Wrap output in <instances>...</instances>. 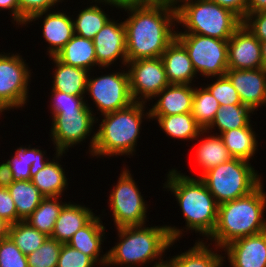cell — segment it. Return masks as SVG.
I'll return each instance as SVG.
<instances>
[{
    "label": "cell",
    "instance_id": "cell-1",
    "mask_svg": "<svg viewBox=\"0 0 266 267\" xmlns=\"http://www.w3.org/2000/svg\"><path fill=\"white\" fill-rule=\"evenodd\" d=\"M118 7L131 12L123 22L127 62L161 57L176 38V32L170 28L172 22L177 21L176 9L165 4H124Z\"/></svg>",
    "mask_w": 266,
    "mask_h": 267
},
{
    "label": "cell",
    "instance_id": "cell-2",
    "mask_svg": "<svg viewBox=\"0 0 266 267\" xmlns=\"http://www.w3.org/2000/svg\"><path fill=\"white\" fill-rule=\"evenodd\" d=\"M266 205V194L260 184L250 194L218 205V219L210 237L220 248L228 243L266 231L262 220Z\"/></svg>",
    "mask_w": 266,
    "mask_h": 267
},
{
    "label": "cell",
    "instance_id": "cell-3",
    "mask_svg": "<svg viewBox=\"0 0 266 267\" xmlns=\"http://www.w3.org/2000/svg\"><path fill=\"white\" fill-rule=\"evenodd\" d=\"M122 241L99 260L102 264H139L152 261L179 238L181 231L174 227L132 226L118 228Z\"/></svg>",
    "mask_w": 266,
    "mask_h": 267
},
{
    "label": "cell",
    "instance_id": "cell-4",
    "mask_svg": "<svg viewBox=\"0 0 266 267\" xmlns=\"http://www.w3.org/2000/svg\"><path fill=\"white\" fill-rule=\"evenodd\" d=\"M167 185L176 196L187 227L211 236L218 219V203L205 183L199 178H191L171 170L168 174Z\"/></svg>",
    "mask_w": 266,
    "mask_h": 267
},
{
    "label": "cell",
    "instance_id": "cell-5",
    "mask_svg": "<svg viewBox=\"0 0 266 267\" xmlns=\"http://www.w3.org/2000/svg\"><path fill=\"white\" fill-rule=\"evenodd\" d=\"M144 103L134 101L126 108L103 114L99 130L91 139L92 155L132 153L140 133Z\"/></svg>",
    "mask_w": 266,
    "mask_h": 267
},
{
    "label": "cell",
    "instance_id": "cell-6",
    "mask_svg": "<svg viewBox=\"0 0 266 267\" xmlns=\"http://www.w3.org/2000/svg\"><path fill=\"white\" fill-rule=\"evenodd\" d=\"M177 22L187 33L229 40L243 20L228 8L210 0L188 1L176 7Z\"/></svg>",
    "mask_w": 266,
    "mask_h": 267
},
{
    "label": "cell",
    "instance_id": "cell-7",
    "mask_svg": "<svg viewBox=\"0 0 266 267\" xmlns=\"http://www.w3.org/2000/svg\"><path fill=\"white\" fill-rule=\"evenodd\" d=\"M218 204L244 197L260 184V178L246 160L232 158L199 177Z\"/></svg>",
    "mask_w": 266,
    "mask_h": 267
},
{
    "label": "cell",
    "instance_id": "cell-8",
    "mask_svg": "<svg viewBox=\"0 0 266 267\" xmlns=\"http://www.w3.org/2000/svg\"><path fill=\"white\" fill-rule=\"evenodd\" d=\"M185 47L194 70L204 76H223L228 70V40L191 33H176Z\"/></svg>",
    "mask_w": 266,
    "mask_h": 267
},
{
    "label": "cell",
    "instance_id": "cell-9",
    "mask_svg": "<svg viewBox=\"0 0 266 267\" xmlns=\"http://www.w3.org/2000/svg\"><path fill=\"white\" fill-rule=\"evenodd\" d=\"M109 198L117 229L145 224L146 205L127 169L121 174Z\"/></svg>",
    "mask_w": 266,
    "mask_h": 267
},
{
    "label": "cell",
    "instance_id": "cell-10",
    "mask_svg": "<svg viewBox=\"0 0 266 267\" xmlns=\"http://www.w3.org/2000/svg\"><path fill=\"white\" fill-rule=\"evenodd\" d=\"M88 91L102 114L114 112L133 103L127 73H113L95 79H87Z\"/></svg>",
    "mask_w": 266,
    "mask_h": 267
},
{
    "label": "cell",
    "instance_id": "cell-11",
    "mask_svg": "<svg viewBox=\"0 0 266 267\" xmlns=\"http://www.w3.org/2000/svg\"><path fill=\"white\" fill-rule=\"evenodd\" d=\"M22 60L19 55L0 54V102L8 109L22 107L27 100L30 71Z\"/></svg>",
    "mask_w": 266,
    "mask_h": 267
},
{
    "label": "cell",
    "instance_id": "cell-12",
    "mask_svg": "<svg viewBox=\"0 0 266 267\" xmlns=\"http://www.w3.org/2000/svg\"><path fill=\"white\" fill-rule=\"evenodd\" d=\"M127 63L131 65L128 76L133 101L140 100L137 97L140 94L145 99L153 98L169 85L161 57L137 59Z\"/></svg>",
    "mask_w": 266,
    "mask_h": 267
},
{
    "label": "cell",
    "instance_id": "cell-13",
    "mask_svg": "<svg viewBox=\"0 0 266 267\" xmlns=\"http://www.w3.org/2000/svg\"><path fill=\"white\" fill-rule=\"evenodd\" d=\"M86 107L83 111H59L53 116L52 137L56 144V155L65 152L68 147L83 141L93 126L94 117Z\"/></svg>",
    "mask_w": 266,
    "mask_h": 267
},
{
    "label": "cell",
    "instance_id": "cell-14",
    "mask_svg": "<svg viewBox=\"0 0 266 267\" xmlns=\"http://www.w3.org/2000/svg\"><path fill=\"white\" fill-rule=\"evenodd\" d=\"M263 68L261 43L242 24L228 40V69Z\"/></svg>",
    "mask_w": 266,
    "mask_h": 267
},
{
    "label": "cell",
    "instance_id": "cell-15",
    "mask_svg": "<svg viewBox=\"0 0 266 267\" xmlns=\"http://www.w3.org/2000/svg\"><path fill=\"white\" fill-rule=\"evenodd\" d=\"M225 75L237 90L243 105L254 111L266 104V69H228Z\"/></svg>",
    "mask_w": 266,
    "mask_h": 267
},
{
    "label": "cell",
    "instance_id": "cell-16",
    "mask_svg": "<svg viewBox=\"0 0 266 267\" xmlns=\"http://www.w3.org/2000/svg\"><path fill=\"white\" fill-rule=\"evenodd\" d=\"M97 64L107 67L121 56L124 64H127L126 54V30L124 23L117 24L112 20L93 38Z\"/></svg>",
    "mask_w": 266,
    "mask_h": 267
},
{
    "label": "cell",
    "instance_id": "cell-17",
    "mask_svg": "<svg viewBox=\"0 0 266 267\" xmlns=\"http://www.w3.org/2000/svg\"><path fill=\"white\" fill-rule=\"evenodd\" d=\"M223 248L232 267H266V231L238 238Z\"/></svg>",
    "mask_w": 266,
    "mask_h": 267
},
{
    "label": "cell",
    "instance_id": "cell-18",
    "mask_svg": "<svg viewBox=\"0 0 266 267\" xmlns=\"http://www.w3.org/2000/svg\"><path fill=\"white\" fill-rule=\"evenodd\" d=\"M157 95L162 97L160 96L149 113H146L148 118L192 112L194 89L189 84H169Z\"/></svg>",
    "mask_w": 266,
    "mask_h": 267
},
{
    "label": "cell",
    "instance_id": "cell-19",
    "mask_svg": "<svg viewBox=\"0 0 266 267\" xmlns=\"http://www.w3.org/2000/svg\"><path fill=\"white\" fill-rule=\"evenodd\" d=\"M169 84H189L196 74L185 47L175 38L161 55Z\"/></svg>",
    "mask_w": 266,
    "mask_h": 267
},
{
    "label": "cell",
    "instance_id": "cell-20",
    "mask_svg": "<svg viewBox=\"0 0 266 267\" xmlns=\"http://www.w3.org/2000/svg\"><path fill=\"white\" fill-rule=\"evenodd\" d=\"M95 216L88 208L81 205L65 204L57 218L50 238L67 243L82 227Z\"/></svg>",
    "mask_w": 266,
    "mask_h": 267
},
{
    "label": "cell",
    "instance_id": "cell-21",
    "mask_svg": "<svg viewBox=\"0 0 266 267\" xmlns=\"http://www.w3.org/2000/svg\"><path fill=\"white\" fill-rule=\"evenodd\" d=\"M61 62L89 70L97 65L93 40L74 35L55 55Z\"/></svg>",
    "mask_w": 266,
    "mask_h": 267
},
{
    "label": "cell",
    "instance_id": "cell-22",
    "mask_svg": "<svg viewBox=\"0 0 266 267\" xmlns=\"http://www.w3.org/2000/svg\"><path fill=\"white\" fill-rule=\"evenodd\" d=\"M43 35L51 44L50 56H55L75 35L73 21L62 12L50 13L44 19Z\"/></svg>",
    "mask_w": 266,
    "mask_h": 267
},
{
    "label": "cell",
    "instance_id": "cell-23",
    "mask_svg": "<svg viewBox=\"0 0 266 267\" xmlns=\"http://www.w3.org/2000/svg\"><path fill=\"white\" fill-rule=\"evenodd\" d=\"M57 69L54 74L53 89L69 95L83 96L86 92L88 71L61 62L56 56H51Z\"/></svg>",
    "mask_w": 266,
    "mask_h": 267
},
{
    "label": "cell",
    "instance_id": "cell-24",
    "mask_svg": "<svg viewBox=\"0 0 266 267\" xmlns=\"http://www.w3.org/2000/svg\"><path fill=\"white\" fill-rule=\"evenodd\" d=\"M8 190L17 210V222L25 221L45 198L31 180L13 181Z\"/></svg>",
    "mask_w": 266,
    "mask_h": 267
},
{
    "label": "cell",
    "instance_id": "cell-25",
    "mask_svg": "<svg viewBox=\"0 0 266 267\" xmlns=\"http://www.w3.org/2000/svg\"><path fill=\"white\" fill-rule=\"evenodd\" d=\"M104 228L100 224V218L96 216L87 225L79 229L67 244L97 262Z\"/></svg>",
    "mask_w": 266,
    "mask_h": 267
},
{
    "label": "cell",
    "instance_id": "cell-26",
    "mask_svg": "<svg viewBox=\"0 0 266 267\" xmlns=\"http://www.w3.org/2000/svg\"><path fill=\"white\" fill-rule=\"evenodd\" d=\"M43 156L39 149L22 147L17 149L15 156L7 161L12 171L13 181L31 180L48 163L44 161Z\"/></svg>",
    "mask_w": 266,
    "mask_h": 267
},
{
    "label": "cell",
    "instance_id": "cell-27",
    "mask_svg": "<svg viewBox=\"0 0 266 267\" xmlns=\"http://www.w3.org/2000/svg\"><path fill=\"white\" fill-rule=\"evenodd\" d=\"M233 158L248 161L256 151L257 140L250 123L243 128H236L219 135Z\"/></svg>",
    "mask_w": 266,
    "mask_h": 267
},
{
    "label": "cell",
    "instance_id": "cell-28",
    "mask_svg": "<svg viewBox=\"0 0 266 267\" xmlns=\"http://www.w3.org/2000/svg\"><path fill=\"white\" fill-rule=\"evenodd\" d=\"M157 117L161 128L171 136L177 139H195L199 137L203 130L195 121L192 113L174 114L169 116H149V118Z\"/></svg>",
    "mask_w": 266,
    "mask_h": 267
},
{
    "label": "cell",
    "instance_id": "cell-29",
    "mask_svg": "<svg viewBox=\"0 0 266 267\" xmlns=\"http://www.w3.org/2000/svg\"><path fill=\"white\" fill-rule=\"evenodd\" d=\"M195 155L198 165L203 170L201 176L211 168L217 167L233 158L219 135L210 136L205 138L204 141L202 140L196 149Z\"/></svg>",
    "mask_w": 266,
    "mask_h": 267
},
{
    "label": "cell",
    "instance_id": "cell-30",
    "mask_svg": "<svg viewBox=\"0 0 266 267\" xmlns=\"http://www.w3.org/2000/svg\"><path fill=\"white\" fill-rule=\"evenodd\" d=\"M45 197H59L67 185V179L58 162H48L31 179Z\"/></svg>",
    "mask_w": 266,
    "mask_h": 267
},
{
    "label": "cell",
    "instance_id": "cell-31",
    "mask_svg": "<svg viewBox=\"0 0 266 267\" xmlns=\"http://www.w3.org/2000/svg\"><path fill=\"white\" fill-rule=\"evenodd\" d=\"M59 197H45L33 213L25 220L48 237L51 236L55 222L65 204H59Z\"/></svg>",
    "mask_w": 266,
    "mask_h": 267
},
{
    "label": "cell",
    "instance_id": "cell-32",
    "mask_svg": "<svg viewBox=\"0 0 266 267\" xmlns=\"http://www.w3.org/2000/svg\"><path fill=\"white\" fill-rule=\"evenodd\" d=\"M252 110L243 104H232L220 106L212 123L205 129L213 128L217 125L220 133L246 127L250 122L249 113Z\"/></svg>",
    "mask_w": 266,
    "mask_h": 267
},
{
    "label": "cell",
    "instance_id": "cell-33",
    "mask_svg": "<svg viewBox=\"0 0 266 267\" xmlns=\"http://www.w3.org/2000/svg\"><path fill=\"white\" fill-rule=\"evenodd\" d=\"M8 236L26 256L36 251L48 238L45 233L32 227L27 221L9 225Z\"/></svg>",
    "mask_w": 266,
    "mask_h": 267
},
{
    "label": "cell",
    "instance_id": "cell-34",
    "mask_svg": "<svg viewBox=\"0 0 266 267\" xmlns=\"http://www.w3.org/2000/svg\"><path fill=\"white\" fill-rule=\"evenodd\" d=\"M207 248L202 242L196 243L193 248L175 256L167 264L170 267H215L223 261V256Z\"/></svg>",
    "mask_w": 266,
    "mask_h": 267
},
{
    "label": "cell",
    "instance_id": "cell-35",
    "mask_svg": "<svg viewBox=\"0 0 266 267\" xmlns=\"http://www.w3.org/2000/svg\"><path fill=\"white\" fill-rule=\"evenodd\" d=\"M219 107V102L207 88L194 89L191 113L203 130L212 123Z\"/></svg>",
    "mask_w": 266,
    "mask_h": 267
},
{
    "label": "cell",
    "instance_id": "cell-36",
    "mask_svg": "<svg viewBox=\"0 0 266 267\" xmlns=\"http://www.w3.org/2000/svg\"><path fill=\"white\" fill-rule=\"evenodd\" d=\"M106 14L96 6L88 7L80 12L74 24V34L93 40L95 35L109 21ZM77 33V34H76Z\"/></svg>",
    "mask_w": 266,
    "mask_h": 267
},
{
    "label": "cell",
    "instance_id": "cell-37",
    "mask_svg": "<svg viewBox=\"0 0 266 267\" xmlns=\"http://www.w3.org/2000/svg\"><path fill=\"white\" fill-rule=\"evenodd\" d=\"M62 244L48 237L36 251L26 256L28 267H57Z\"/></svg>",
    "mask_w": 266,
    "mask_h": 267
},
{
    "label": "cell",
    "instance_id": "cell-38",
    "mask_svg": "<svg viewBox=\"0 0 266 267\" xmlns=\"http://www.w3.org/2000/svg\"><path fill=\"white\" fill-rule=\"evenodd\" d=\"M217 81L208 86L207 89L217 99L220 106L242 104L237 90L226 75L217 77Z\"/></svg>",
    "mask_w": 266,
    "mask_h": 267
},
{
    "label": "cell",
    "instance_id": "cell-39",
    "mask_svg": "<svg viewBox=\"0 0 266 267\" xmlns=\"http://www.w3.org/2000/svg\"><path fill=\"white\" fill-rule=\"evenodd\" d=\"M0 267H28L26 255L9 236L0 241Z\"/></svg>",
    "mask_w": 266,
    "mask_h": 267
},
{
    "label": "cell",
    "instance_id": "cell-40",
    "mask_svg": "<svg viewBox=\"0 0 266 267\" xmlns=\"http://www.w3.org/2000/svg\"><path fill=\"white\" fill-rule=\"evenodd\" d=\"M60 0H18L19 23L27 24L41 17L47 10Z\"/></svg>",
    "mask_w": 266,
    "mask_h": 267
},
{
    "label": "cell",
    "instance_id": "cell-41",
    "mask_svg": "<svg viewBox=\"0 0 266 267\" xmlns=\"http://www.w3.org/2000/svg\"><path fill=\"white\" fill-rule=\"evenodd\" d=\"M94 263L96 262L91 257L67 243L62 244L57 267H93Z\"/></svg>",
    "mask_w": 266,
    "mask_h": 267
},
{
    "label": "cell",
    "instance_id": "cell-42",
    "mask_svg": "<svg viewBox=\"0 0 266 267\" xmlns=\"http://www.w3.org/2000/svg\"><path fill=\"white\" fill-rule=\"evenodd\" d=\"M52 92V96H54L53 115H56L59 111H83L88 106L83 101V96L69 95L58 90H52Z\"/></svg>",
    "mask_w": 266,
    "mask_h": 267
},
{
    "label": "cell",
    "instance_id": "cell-43",
    "mask_svg": "<svg viewBox=\"0 0 266 267\" xmlns=\"http://www.w3.org/2000/svg\"><path fill=\"white\" fill-rule=\"evenodd\" d=\"M0 218L9 225L17 223V210L8 188L0 187Z\"/></svg>",
    "mask_w": 266,
    "mask_h": 267
},
{
    "label": "cell",
    "instance_id": "cell-44",
    "mask_svg": "<svg viewBox=\"0 0 266 267\" xmlns=\"http://www.w3.org/2000/svg\"><path fill=\"white\" fill-rule=\"evenodd\" d=\"M252 18H255V20ZM243 24L260 41H266V11L246 14L245 18L243 19Z\"/></svg>",
    "mask_w": 266,
    "mask_h": 267
},
{
    "label": "cell",
    "instance_id": "cell-45",
    "mask_svg": "<svg viewBox=\"0 0 266 267\" xmlns=\"http://www.w3.org/2000/svg\"><path fill=\"white\" fill-rule=\"evenodd\" d=\"M216 4L228 8L237 14L242 20L246 16L247 0H210Z\"/></svg>",
    "mask_w": 266,
    "mask_h": 267
},
{
    "label": "cell",
    "instance_id": "cell-46",
    "mask_svg": "<svg viewBox=\"0 0 266 267\" xmlns=\"http://www.w3.org/2000/svg\"><path fill=\"white\" fill-rule=\"evenodd\" d=\"M12 182L13 176L8 162L0 164V187L8 188Z\"/></svg>",
    "mask_w": 266,
    "mask_h": 267
},
{
    "label": "cell",
    "instance_id": "cell-47",
    "mask_svg": "<svg viewBox=\"0 0 266 267\" xmlns=\"http://www.w3.org/2000/svg\"><path fill=\"white\" fill-rule=\"evenodd\" d=\"M104 1L108 4L109 3L113 4L114 6H119L124 4H165V0H104ZM100 2H102V0Z\"/></svg>",
    "mask_w": 266,
    "mask_h": 267
},
{
    "label": "cell",
    "instance_id": "cell-48",
    "mask_svg": "<svg viewBox=\"0 0 266 267\" xmlns=\"http://www.w3.org/2000/svg\"><path fill=\"white\" fill-rule=\"evenodd\" d=\"M266 11V0H247L246 14Z\"/></svg>",
    "mask_w": 266,
    "mask_h": 267
},
{
    "label": "cell",
    "instance_id": "cell-49",
    "mask_svg": "<svg viewBox=\"0 0 266 267\" xmlns=\"http://www.w3.org/2000/svg\"><path fill=\"white\" fill-rule=\"evenodd\" d=\"M0 8L11 9L14 21L19 22L18 0H0Z\"/></svg>",
    "mask_w": 266,
    "mask_h": 267
},
{
    "label": "cell",
    "instance_id": "cell-50",
    "mask_svg": "<svg viewBox=\"0 0 266 267\" xmlns=\"http://www.w3.org/2000/svg\"><path fill=\"white\" fill-rule=\"evenodd\" d=\"M9 224L0 218V241L8 236Z\"/></svg>",
    "mask_w": 266,
    "mask_h": 267
},
{
    "label": "cell",
    "instance_id": "cell-51",
    "mask_svg": "<svg viewBox=\"0 0 266 267\" xmlns=\"http://www.w3.org/2000/svg\"><path fill=\"white\" fill-rule=\"evenodd\" d=\"M263 68L266 69V41H260Z\"/></svg>",
    "mask_w": 266,
    "mask_h": 267
},
{
    "label": "cell",
    "instance_id": "cell-52",
    "mask_svg": "<svg viewBox=\"0 0 266 267\" xmlns=\"http://www.w3.org/2000/svg\"><path fill=\"white\" fill-rule=\"evenodd\" d=\"M181 2V1H183V0H165V5H167L168 7H171V8H173V9H176V6L174 7V5H175V3L176 2ZM188 1H191V0H184L183 2L185 3V2H188ZM175 2V3H174ZM173 6V7H172Z\"/></svg>",
    "mask_w": 266,
    "mask_h": 267
},
{
    "label": "cell",
    "instance_id": "cell-53",
    "mask_svg": "<svg viewBox=\"0 0 266 267\" xmlns=\"http://www.w3.org/2000/svg\"><path fill=\"white\" fill-rule=\"evenodd\" d=\"M166 262L167 261L164 262L161 260V262H157L153 267H170Z\"/></svg>",
    "mask_w": 266,
    "mask_h": 267
},
{
    "label": "cell",
    "instance_id": "cell-54",
    "mask_svg": "<svg viewBox=\"0 0 266 267\" xmlns=\"http://www.w3.org/2000/svg\"><path fill=\"white\" fill-rule=\"evenodd\" d=\"M7 108L0 102V111L6 110Z\"/></svg>",
    "mask_w": 266,
    "mask_h": 267
},
{
    "label": "cell",
    "instance_id": "cell-55",
    "mask_svg": "<svg viewBox=\"0 0 266 267\" xmlns=\"http://www.w3.org/2000/svg\"><path fill=\"white\" fill-rule=\"evenodd\" d=\"M220 266H222L221 262L219 264H217L215 267H220Z\"/></svg>",
    "mask_w": 266,
    "mask_h": 267
}]
</instances>
